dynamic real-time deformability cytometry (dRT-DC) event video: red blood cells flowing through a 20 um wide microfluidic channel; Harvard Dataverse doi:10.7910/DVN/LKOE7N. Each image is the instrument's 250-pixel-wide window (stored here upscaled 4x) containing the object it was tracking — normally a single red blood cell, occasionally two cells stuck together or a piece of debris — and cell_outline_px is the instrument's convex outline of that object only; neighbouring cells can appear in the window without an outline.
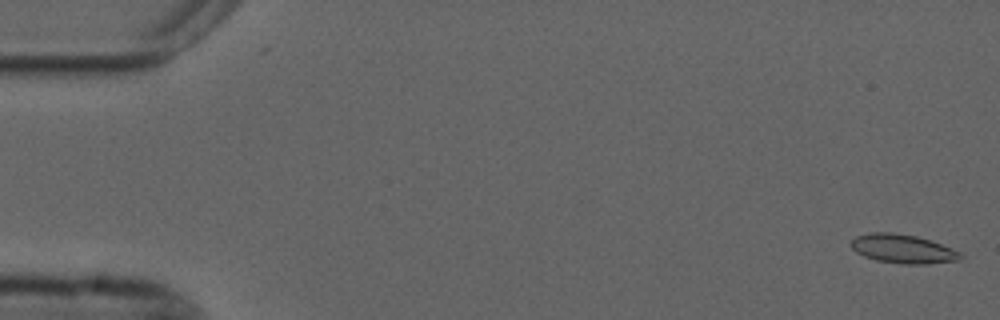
{"species": "common noctule bat (a hibernating species)", "species_latin": "Nyctalus noctula", "temperature_condition": "cold", "stored_images_in_passage": 2, "camera_frame_rate_fps": 3000, "um_per_image_px": 0.085, "animal": {"sex": "male", "forearm_length_mm": 52.5}, "frame": {"image": 1, "passage_image": 2, "time_ms": 0.333, "image_size_px": [1000, 320], "cell_outline_px": [[964, 256], [960, 260], [928, 264], [900, 264], [876, 260], [864, 256], [856, 252], [848, 244], [856, 236], [868, 232], [892, 232], [916, 236], [932, 240], [952, 248], [960, 252]], "centroid_in_image_um": [76.74, 21.15], "position_along_channel_um": 8.3, "area_um2": 18.73}}